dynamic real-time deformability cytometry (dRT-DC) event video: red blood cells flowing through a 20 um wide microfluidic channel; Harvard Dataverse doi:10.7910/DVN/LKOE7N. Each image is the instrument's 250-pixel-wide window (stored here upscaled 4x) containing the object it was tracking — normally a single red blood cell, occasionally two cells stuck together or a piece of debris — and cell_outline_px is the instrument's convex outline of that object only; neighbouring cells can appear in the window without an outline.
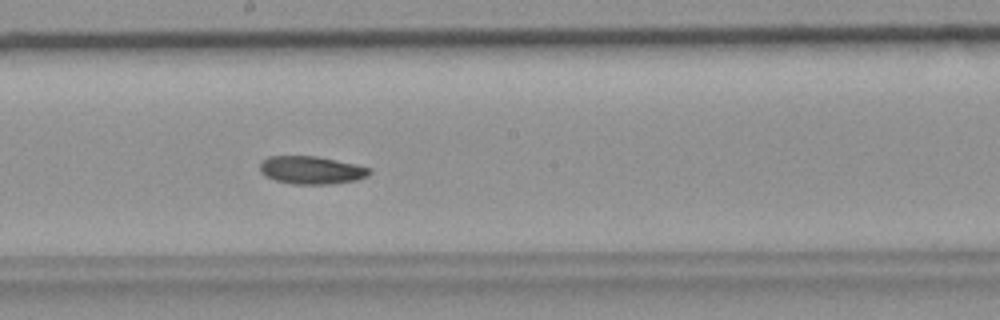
{"species": "common noctule bat (a hibernating species)", "species_latin": "Nyctalus noctula", "temperature_condition": "room temperature", "stored_images_in_passage": 49, "camera_frame_rate_fps": 3000, "um_per_image_px": 0.085, "animal": {"sex": "female", "body_mass_g": 19.9}, "frame": {"image": 1, "passage_image": 27, "time_ms": 8.667, "image_size_px": [1000, 320], "cell_outline_px": [[372, 172], [368, 176], [356, 180], [332, 184], [292, 184], [276, 180], [264, 176], [260, 172], [260, 164], [268, 156], [316, 156], [356, 164], [372, 168]], "centroid_in_image_um": [26.49, 14.46], "position_along_channel_um": 221.7, "area_um2": 17.92}}
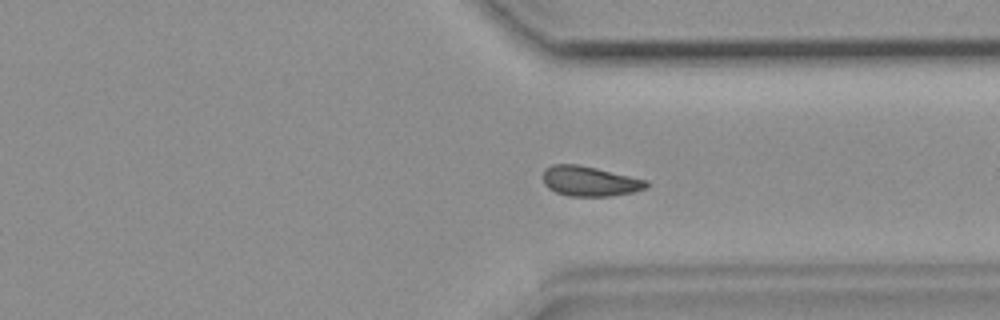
{"frame": {"image": 2, "passage_image": 37, "time_ms": 12.0, "image_size_px": [1000, 320], "cell_outline_px": [[648, 188], [632, 192], [612, 196], [568, 196], [556, 192], [548, 188], [544, 184], [544, 168], [552, 164], [576, 164], [596, 168], [648, 180]], "centroid_in_image_um": [50.13, 15.4], "position_along_channel_um": 361.3, "area_um2": 18.09}}
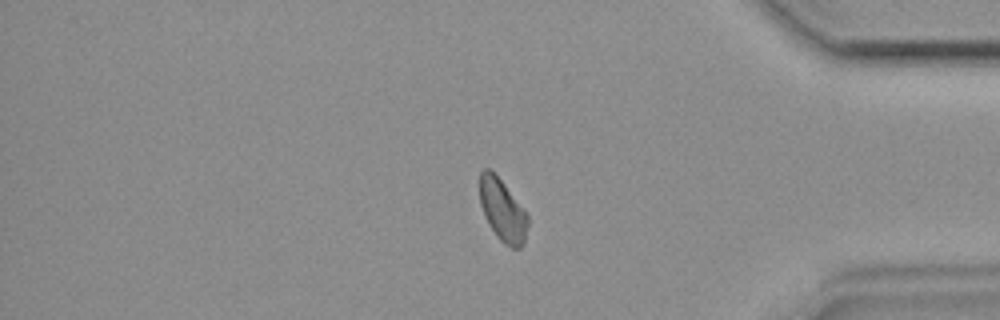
{"frame": {"image": 3, "passage_image": 41, "time_ms": 13.333, "image_size_px": [1000, 320], "cell_outline_px": [[528, 224], [524, 244], [520, 248], [512, 248], [504, 244], [496, 236], [488, 224], [480, 204], [480, 172], [484, 168], [488, 168], [500, 180], [528, 216]], "centroid_in_image_um": [42.7, 17.93], "position_along_channel_um": 392.5, "area_um2": 17.05}}